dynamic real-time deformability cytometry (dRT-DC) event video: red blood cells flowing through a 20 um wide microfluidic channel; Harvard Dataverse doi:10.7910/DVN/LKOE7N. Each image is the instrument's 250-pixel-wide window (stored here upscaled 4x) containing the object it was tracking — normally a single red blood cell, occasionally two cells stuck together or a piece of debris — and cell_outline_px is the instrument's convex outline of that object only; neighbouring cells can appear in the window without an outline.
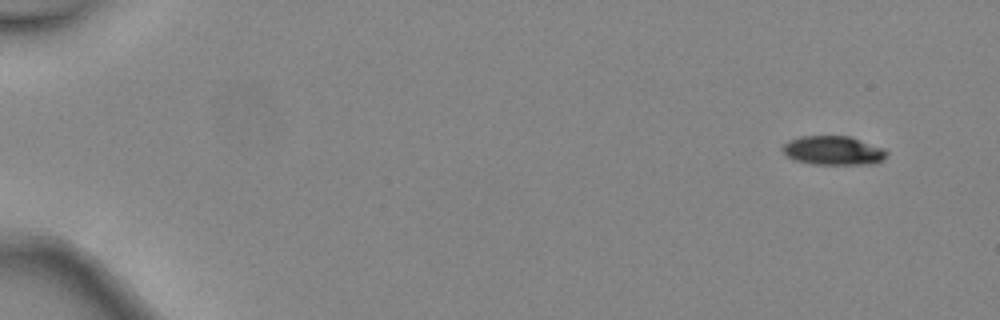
{"species": "common noctule bat (a hibernating species)", "species_latin": "Nyctalus noctula", "temperature_condition": "warm", "stored_images_in_passage": 44, "camera_frame_rate_fps": 3000, "um_per_image_px": 0.085, "animal": {"sex": "female", "body_mass_g": 24.6, "forearm_length_mm": 56.2}, "frame": {"image": 1, "passage_image": 1, "time_ms": 0.0, "image_size_px": [1000, 320], "cell_outline_px": [[888, 156], [884, 160], [876, 164], [812, 164], [796, 160], [788, 156], [780, 148], [788, 140], [800, 136], [848, 136], [884, 148], [888, 152]], "centroid_in_image_um": [70.86, 12.8], "position_along_channel_um": 14.1, "area_um2": 17.69}}
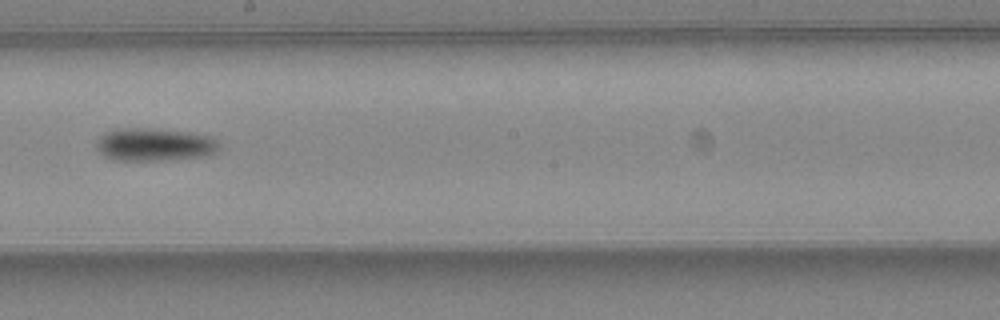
{"frame": {"image": 2, "passage_image": 26, "time_ms": 8.333, "image_size_px": [1000, 320], "cell_outline_px": [[220, 148], [216, 152], [208, 156], [168, 160], [112, 160], [104, 156], [96, 148], [96, 140], [104, 132], [116, 128], [160, 128], [188, 132], [208, 136], [216, 140]], "centroid_in_image_um": [13.1, 12.28], "position_along_channel_um": 235.1, "area_um2": 23.93}}
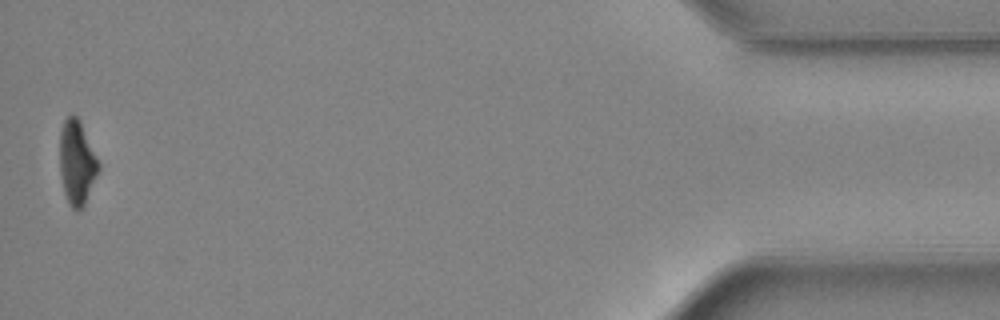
{"frame": {"image": 3, "passage_image": 44, "time_ms": 14.333, "image_size_px": [1000, 320], "cell_outline_px": [[100, 168], [84, 204], [76, 212], [68, 204], [64, 192], [60, 176], [60, 132], [64, 120], [72, 112], [80, 120], [100, 164]], "centroid_in_image_um": [6.52, 13.8], "position_along_channel_um": 428.7, "area_um2": 19.02}, "authors_computed_cell_mechanics": {"area_um2": 20.6924, "velocity_mm_per_s": 4.5686, "shape_relaxation_time_tau1_ms": 3.2579, "shape_relaxation_time_tau2_ms": null, "deformation_change_tau1": 0.1379, "deformation_change_tau2": null}}